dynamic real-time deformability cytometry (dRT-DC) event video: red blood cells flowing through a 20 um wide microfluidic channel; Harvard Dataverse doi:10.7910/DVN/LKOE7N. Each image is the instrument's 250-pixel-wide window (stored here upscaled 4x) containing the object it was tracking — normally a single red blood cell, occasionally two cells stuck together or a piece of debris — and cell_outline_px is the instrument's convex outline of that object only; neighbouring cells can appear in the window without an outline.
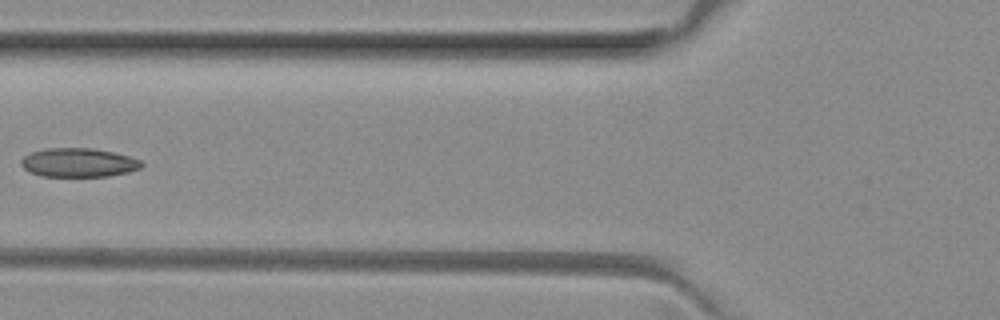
{"species": "common noctule bat (a hibernating species)", "species_latin": "Nyctalus noctula", "temperature_condition": "room temperature", "stored_images_in_passage": 3, "camera_frame_rate_fps": 3000, "um_per_image_px": 0.085, "animal": {"sex": "female", "body_mass_g": 29.2, "forearm_length_mm": 56.3}, "frame": {"image": 1, "passage_image": 2, "time_ms": 0.333, "image_size_px": [1000, 320], "cell_outline_px": [[144, 164], [140, 168], [128, 172], [108, 176], [40, 176], [28, 172], [20, 164], [20, 160], [24, 156], [32, 152], [44, 148], [92, 148], [112, 152], [128, 156], [140, 160]], "centroid_in_image_um": [6.64, 13.82], "position_along_channel_um": 119.2, "area_um2": 20.29}}
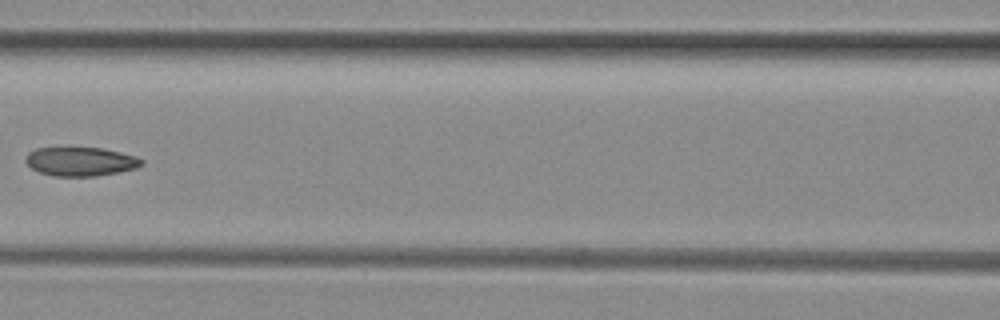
{"frame": {"image": 2, "passage_image": 3, "time_ms": 0.667, "image_size_px": [1000, 320], "cell_outline_px": [[144, 164], [136, 168], [96, 176], [52, 176], [40, 172], [32, 168], [24, 160], [24, 156], [28, 152], [36, 148], [100, 148], [120, 152], [136, 156], [144, 160]], "centroid_in_image_um": [6.83, 13.73], "position_along_channel_um": 159.8, "area_um2": 19.48}}